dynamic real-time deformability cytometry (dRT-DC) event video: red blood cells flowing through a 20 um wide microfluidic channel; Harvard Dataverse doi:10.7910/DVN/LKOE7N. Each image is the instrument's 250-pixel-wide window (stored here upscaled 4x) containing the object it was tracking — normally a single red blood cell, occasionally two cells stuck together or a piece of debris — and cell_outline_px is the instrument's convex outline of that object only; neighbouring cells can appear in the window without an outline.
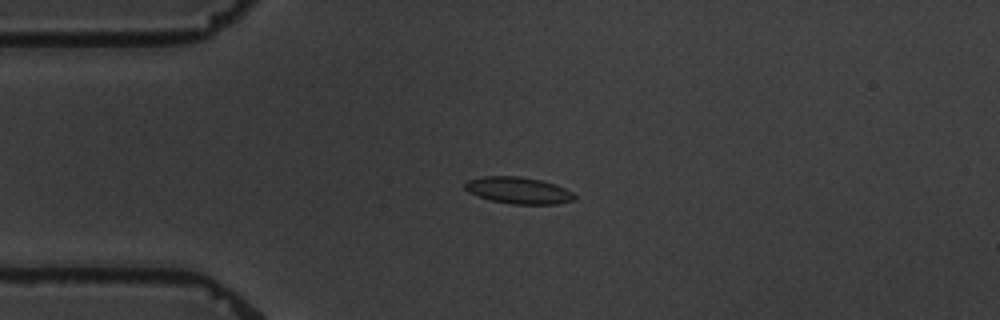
{"species": "common noctule bat (a hibernating species)", "species_latin": "Nyctalus noctula", "temperature_condition": "warm", "stored_images_in_passage": 5, "camera_frame_rate_fps": 3000, "um_per_image_px": 0.085, "animal": {"sex": "male", "body_mass_g": 19.5, "forearm_length_mm": 54.6}, "frame": {"image": 1, "passage_image": 3, "time_ms": 2.333, "image_size_px": [1000, 320], "cell_outline_px": [[576, 200], [556, 204], [512, 204], [492, 200], [468, 192], [464, 188], [464, 184], [468, 180], [484, 176], [520, 176], [540, 180], [556, 184], [572, 192], [576, 196]], "centroid_in_image_um": [44.09, 16.18], "position_along_channel_um": 40.9, "area_um2": 16.99}}
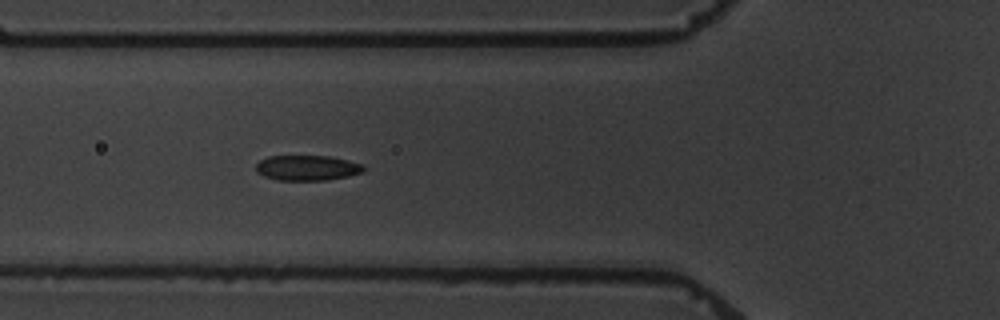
{"frame": {"image": 2, "passage_image": 5, "time_ms": 4.667, "image_size_px": [1000, 320], "cell_outline_px": [[368, 168], [364, 172], [348, 176], [328, 180], [276, 180], [264, 176], [256, 172], [256, 164], [260, 160], [268, 156], [328, 156], [364, 164]], "centroid_in_image_um": [26.14, 14.27], "position_along_channel_um": 99.7, "area_um2": 16.01}}